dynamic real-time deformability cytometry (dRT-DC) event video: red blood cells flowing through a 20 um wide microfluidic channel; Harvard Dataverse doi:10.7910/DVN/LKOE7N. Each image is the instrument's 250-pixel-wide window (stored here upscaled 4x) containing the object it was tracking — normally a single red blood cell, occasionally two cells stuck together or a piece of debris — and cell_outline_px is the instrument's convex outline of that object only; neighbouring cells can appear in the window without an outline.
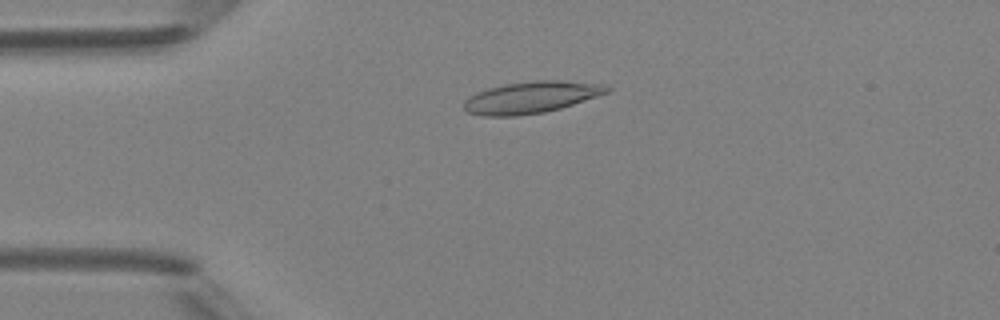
{"species": "Egyptian fruit bat (a non-hibernating species)", "species_latin": "Rousettus aegyptiacus", "temperature_condition": "room temperature", "stored_images_in_passage": 4, "camera_frame_rate_fps": 3000, "um_per_image_px": 0.085, "animal": {"sex": "female"}, "frame": {"image": 1, "passage_image": 3, "time_ms": 2.333, "image_size_px": [1000, 320], "cell_outline_px": [[612, 88], [608, 92], [560, 108], [544, 112], [516, 116], [484, 116], [468, 112], [464, 108], [464, 100], [468, 96], [476, 92], [488, 88], [504, 84], [536, 80], [560, 80], [604, 84]], "centroid_in_image_um": [45.12, 8.26], "position_along_channel_um": 39.9, "area_um2": 26.36}}